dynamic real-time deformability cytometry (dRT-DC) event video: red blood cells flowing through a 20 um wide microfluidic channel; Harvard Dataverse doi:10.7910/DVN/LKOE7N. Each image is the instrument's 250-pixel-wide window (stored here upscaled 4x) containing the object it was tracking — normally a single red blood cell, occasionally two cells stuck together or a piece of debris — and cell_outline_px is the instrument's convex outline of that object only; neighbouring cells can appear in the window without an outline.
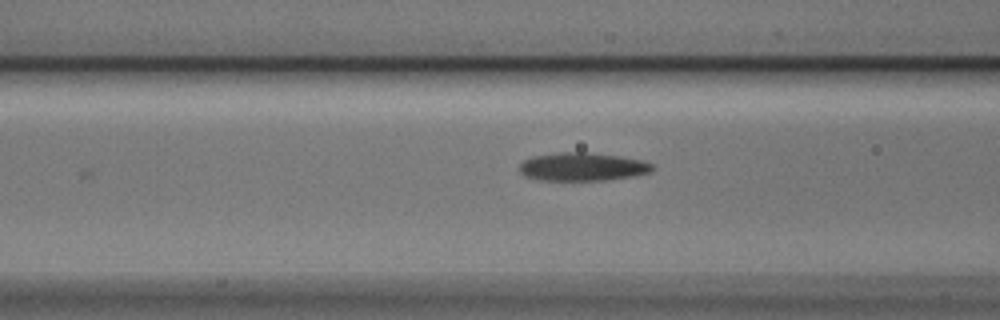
{"species": "Egyptian fruit bat (a non-hibernating species)", "species_latin": "Rousettus aegyptiacus", "temperature_condition": "cold", "stored_images_in_passage": 8, "camera_frame_rate_fps": 3000, "um_per_image_px": 0.085, "animal": {"sex": "male"}, "frame": {"image": 1, "passage_image": 6, "time_ms": 1.667, "image_size_px": [1000, 320], "cell_outline_px": [[652, 168], [648, 172], [628, 176], [604, 180], [540, 180], [524, 176], [520, 172], [520, 164], [524, 160], [532, 156], [556, 152], [584, 152], [620, 156], [640, 160], [652, 164]], "centroid_in_image_um": [49.41, 14.16], "position_along_channel_um": 117.2, "area_um2": 21.56}}